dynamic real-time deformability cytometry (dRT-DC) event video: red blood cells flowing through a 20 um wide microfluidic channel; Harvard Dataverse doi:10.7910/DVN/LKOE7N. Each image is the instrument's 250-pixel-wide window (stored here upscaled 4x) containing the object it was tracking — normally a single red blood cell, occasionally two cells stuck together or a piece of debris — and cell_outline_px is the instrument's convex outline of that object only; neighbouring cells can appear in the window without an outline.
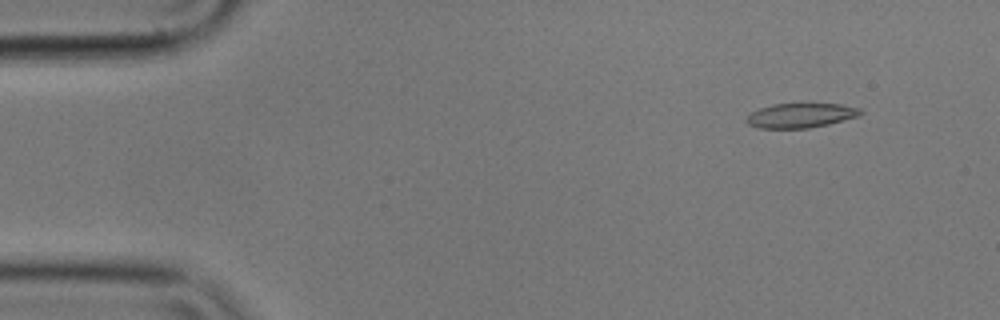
{"species": "common noctule bat (a hibernating species)", "species_latin": "Nyctalus noctula", "temperature_condition": "cold", "stored_images_in_passage": 56, "camera_frame_rate_fps": 3000, "um_per_image_px": 0.085, "animal": {"sex": "male", "body_mass_g": 17.9}, "frame": {"image": 1, "passage_image": 5, "time_ms": 1.333, "image_size_px": [1000, 320], "cell_outline_px": [[864, 112], [860, 116], [828, 124], [808, 128], [760, 128], [748, 124], [744, 120], [752, 112], [760, 108], [772, 104], [800, 100], [840, 104], [860, 108]], "centroid_in_image_um": [68.09, 9.75], "position_along_channel_um": 16.9, "area_um2": 17.22}}
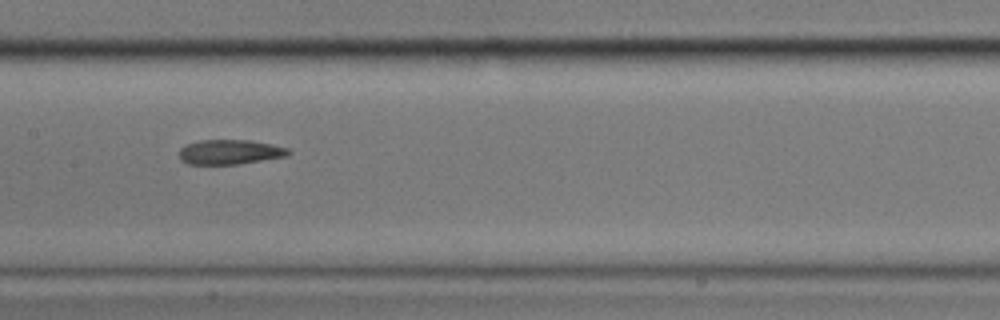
{"frame": {"image": 2, "passage_image": 27, "time_ms": 8.667, "image_size_px": [1000, 320], "cell_outline_px": [[292, 152], [288, 156], [236, 164], [188, 164], [180, 160], [180, 148], [188, 144], [200, 140], [248, 140], [272, 144], [288, 148]], "centroid_in_image_um": [19.56, 12.92], "position_along_channel_um": 187.8, "area_um2": 15.66}}
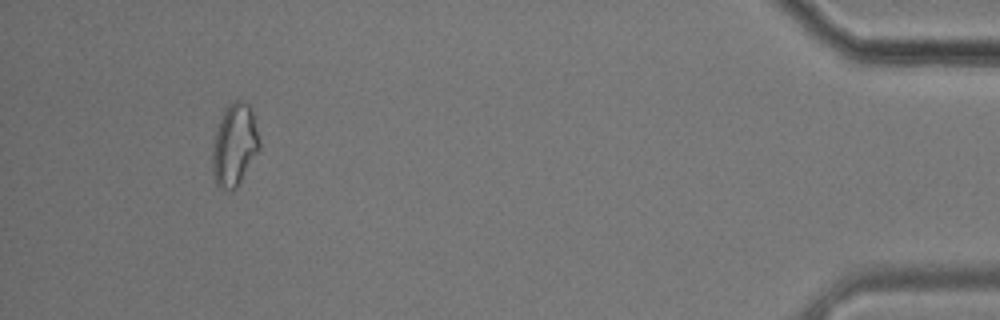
{"frame": {"image": 3, "passage_image": 52, "time_ms": 17.0, "image_size_px": [1000, 320], "cell_outline_px": [[260, 148], [236, 188], [224, 192], [216, 184], [212, 168], [212, 144], [224, 108], [232, 100], [244, 100], [252, 108], [260, 140]], "centroid_in_image_um": [19.93, 12.3], "position_along_channel_um": 415.3, "area_um2": 22.77}, "authors_computed_cell_mechanics": {"area_um2": 16.8776, "velocity_mm_per_s": 3.5383, "shape_relaxation_time_tau1_ms": 7.7233, "shape_relaxation_time_tau2_ms": 4.9225, "deformation_change_tau1": 0.171, "deformation_change_tau2": 0.1194}}